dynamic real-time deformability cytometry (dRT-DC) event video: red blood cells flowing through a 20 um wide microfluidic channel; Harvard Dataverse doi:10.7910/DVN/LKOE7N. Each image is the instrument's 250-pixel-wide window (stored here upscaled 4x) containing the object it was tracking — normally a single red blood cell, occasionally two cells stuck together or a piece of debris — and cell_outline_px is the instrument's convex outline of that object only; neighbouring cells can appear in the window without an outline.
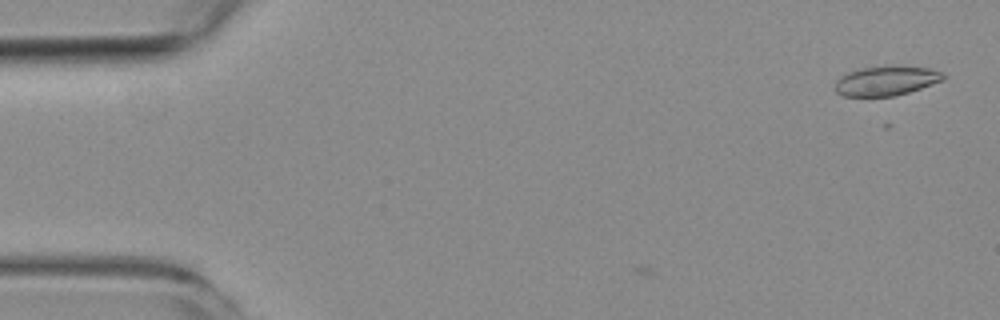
{"species": "common noctule bat (a hibernating species)", "species_latin": "Nyctalus noctula", "temperature_condition": "room temperature", "stored_images_in_passage": 2, "camera_frame_rate_fps": 3000, "um_per_image_px": 0.085, "animal": {"sex": "female", "body_mass_g": 19.3, "forearm_length_mm": 54.1}, "frame": {"image": 1, "passage_image": 2, "time_ms": 1.0, "image_size_px": [1000, 320], "cell_outline_px": [[944, 80], [896, 96], [844, 96], [836, 92], [832, 88], [836, 80], [840, 76], [848, 72], [860, 68], [904, 64], [928, 68], [940, 72], [944, 76]], "centroid_in_image_um": [75.29, 6.85], "position_along_channel_um": 9.7, "area_um2": 18.96}}